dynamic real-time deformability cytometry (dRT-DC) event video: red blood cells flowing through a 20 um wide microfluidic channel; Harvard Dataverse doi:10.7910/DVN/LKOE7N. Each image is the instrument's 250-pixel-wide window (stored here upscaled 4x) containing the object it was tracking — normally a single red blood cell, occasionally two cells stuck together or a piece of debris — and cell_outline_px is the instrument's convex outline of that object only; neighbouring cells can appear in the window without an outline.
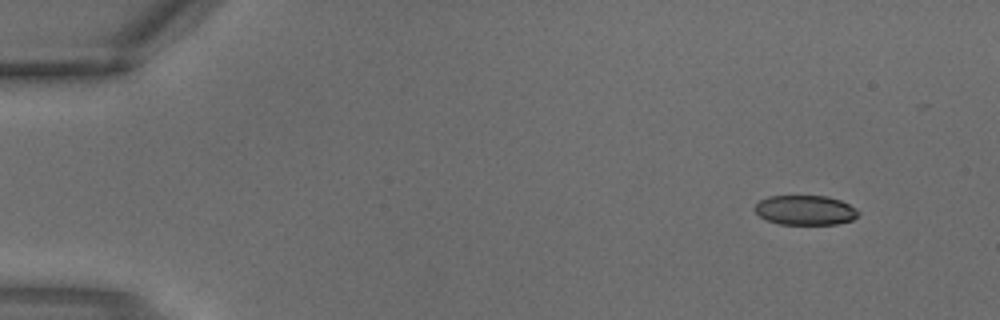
{"species": "common noctule bat (a hibernating species)", "species_latin": "Nyctalus noctula", "temperature_condition": "warm", "stored_images_in_passage": 4, "camera_frame_rate_fps": 3000, "um_per_image_px": 0.085, "animal": {"sex": "male", "body_mass_g": 18.8}, "frame": {"image": 1, "passage_image": 1, "time_ms": 0.0, "image_size_px": [1000, 320], "cell_outline_px": [[860, 212], [852, 220], [836, 224], [780, 224], [768, 220], [760, 216], [752, 208], [760, 200], [768, 196], [828, 196], [840, 200], [856, 208]], "centroid_in_image_um": [68.44, 17.86], "position_along_channel_um": 16.6, "area_um2": 17.86}}
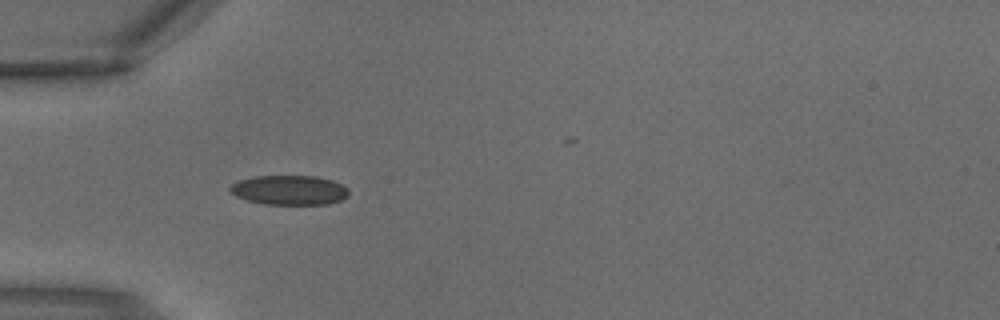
{"frame": {"image": 2, "passage_image": 3, "time_ms": 0.667, "image_size_px": [1000, 320], "cell_outline_px": [[348, 196], [340, 200], [328, 204], [264, 204], [248, 200], [236, 196], [228, 188], [232, 184], [240, 180], [252, 176], [316, 176], [332, 180], [348, 188]], "centroid_in_image_um": [24.6, 16.15], "position_along_channel_um": 60.4, "area_um2": 20.35}}